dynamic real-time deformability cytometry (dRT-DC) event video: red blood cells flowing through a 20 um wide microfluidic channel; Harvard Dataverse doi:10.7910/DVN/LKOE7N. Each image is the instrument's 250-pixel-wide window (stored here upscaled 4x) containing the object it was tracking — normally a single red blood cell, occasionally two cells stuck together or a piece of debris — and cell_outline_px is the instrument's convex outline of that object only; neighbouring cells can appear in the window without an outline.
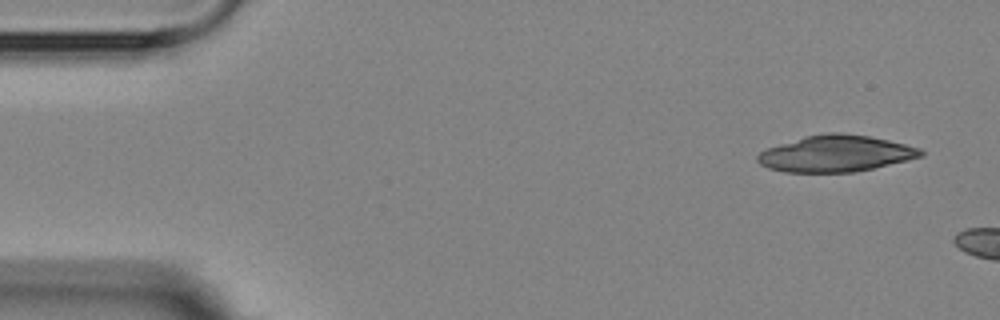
{"species": "Egyptian fruit bat (a non-hibernating species)", "species_latin": "Rousettus aegyptiacus", "temperature_condition": "room temperature", "stored_images_in_passage": 3, "camera_frame_rate_fps": 3000, "um_per_image_px": 0.085, "animal": {"sex": "female"}, "frame": {"image": 1, "passage_image": 1, "time_ms": 0.0, "image_size_px": [1000, 320], "cell_outline_px": [[924, 156], [908, 160], [872, 168], [852, 172], [784, 172], [768, 168], [760, 164], [756, 160], [756, 156], [760, 152], [768, 148], [804, 136], [828, 132], [840, 132], [868, 136], [888, 140], [920, 148], [924, 152]], "centroid_in_image_um": [71.03, 13.05], "position_along_channel_um": 14.0, "area_um2": 34.51}}